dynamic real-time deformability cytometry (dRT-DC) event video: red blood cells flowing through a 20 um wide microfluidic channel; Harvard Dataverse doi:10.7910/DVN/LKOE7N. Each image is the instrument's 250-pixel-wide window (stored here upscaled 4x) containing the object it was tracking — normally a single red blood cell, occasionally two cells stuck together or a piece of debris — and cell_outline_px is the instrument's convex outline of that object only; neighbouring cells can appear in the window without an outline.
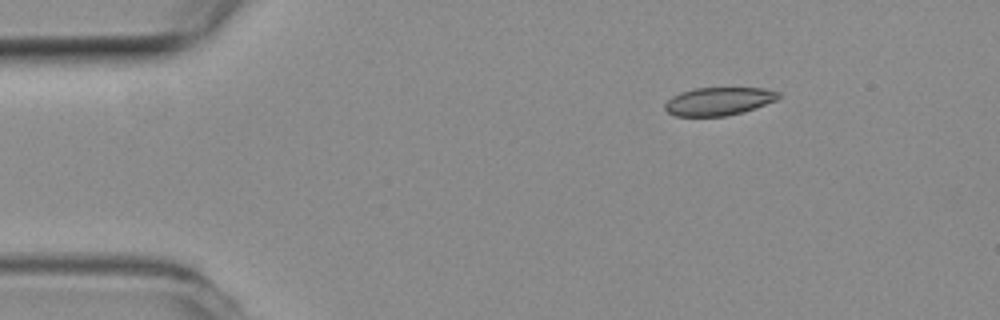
{"species": "common noctule bat (a hibernating species)", "species_latin": "Nyctalus noctula", "temperature_condition": "room temperature", "stored_images_in_passage": 47, "camera_frame_rate_fps": 3000, "um_per_image_px": 0.085, "animal": {"sex": "female", "body_mass_g": 19.3, "forearm_length_mm": 54.1}, "frame": {"image": 1, "passage_image": 1, "time_ms": 0.0, "image_size_px": [1000, 320], "cell_outline_px": [[780, 96], [776, 100], [744, 112], [724, 116], [676, 116], [668, 112], [664, 108], [664, 104], [672, 96], [696, 88], [764, 88], [780, 92]], "centroid_in_image_um": [61.1, 8.61], "position_along_channel_um": 23.9, "area_um2": 18.44}}
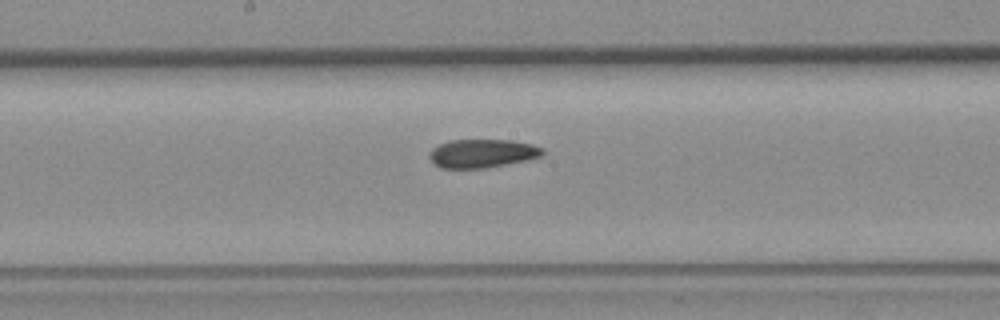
{"frame": {"image": 2, "passage_image": 21, "time_ms": 6.667, "image_size_px": [1000, 320], "cell_outline_px": [[544, 152], [540, 156], [524, 160], [484, 168], [440, 168], [432, 164], [428, 156], [432, 148], [440, 144], [452, 140], [512, 140], [532, 144], [544, 148]], "centroid_in_image_um": [40.94, 13.04], "position_along_channel_um": 207.3, "area_um2": 18.73}}
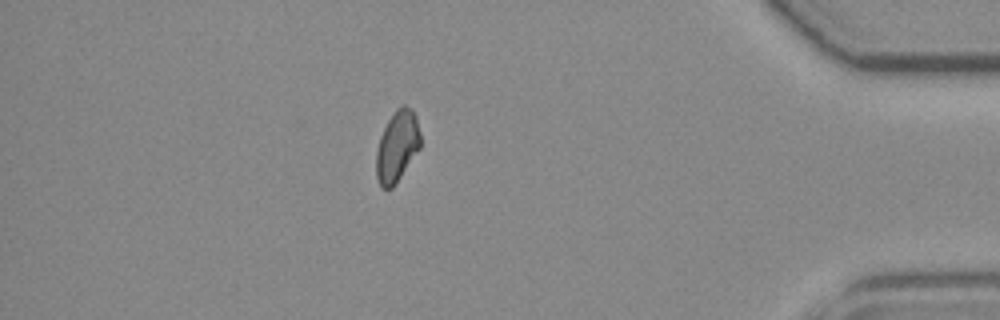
{"frame": {"image": 3, "passage_image": 40, "time_ms": 13.0, "image_size_px": [1000, 320], "cell_outline_px": [[420, 148], [392, 188], [380, 188], [376, 176], [376, 152], [380, 136], [388, 120], [396, 108], [400, 104], [404, 104], [412, 108], [416, 116], [420, 132]], "centroid_in_image_um": [33.75, 12.4], "position_along_channel_um": 401.4, "area_um2": 18.38}, "authors_computed_cell_mechanics": {"area_um2": 19.074, "velocity_mm_per_s": 3.7857, "shape_relaxation_time_tau1_ms": null, "shape_relaxation_time_tau2_ms": 8.6729, "deformation_change_tau1": null, "deformation_change_tau2": 0.1112}}